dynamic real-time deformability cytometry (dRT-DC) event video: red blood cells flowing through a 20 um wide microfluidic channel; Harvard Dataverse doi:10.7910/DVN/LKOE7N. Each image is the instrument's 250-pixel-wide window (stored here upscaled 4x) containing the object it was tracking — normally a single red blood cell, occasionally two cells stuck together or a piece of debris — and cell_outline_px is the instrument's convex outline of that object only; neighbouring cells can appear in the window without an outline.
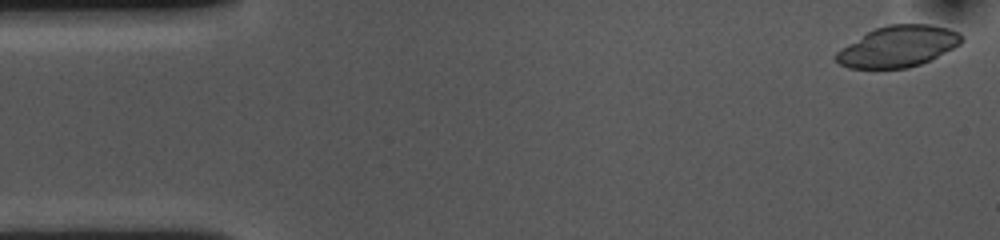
{"species": "common noctule bat (a hibernating species)", "species_latin": "Nyctalus noctula", "temperature_condition": "cold", "stored_images_in_passage": 53, "camera_frame_rate_fps": 3000, "um_per_image_px": 0.085, "animal": {"sex": "female", "body_mass_g": 10.0, "forearm_length_mm": 53.1}, "frame": {"image": 1, "passage_image": 1, "time_ms": 0.0, "image_size_px": [1000, 240], "cell_outline_px": [[964, 40], [960, 44], [920, 64], [908, 68], [848, 68], [840, 64], [836, 60], [836, 52], [848, 44], [868, 32], [876, 28], [888, 24], [932, 24], [948, 28], [960, 32], [964, 36]], "centroid_in_image_um": [76.37, 3.93], "position_along_channel_um": 8.6, "area_um2": 29.77}}